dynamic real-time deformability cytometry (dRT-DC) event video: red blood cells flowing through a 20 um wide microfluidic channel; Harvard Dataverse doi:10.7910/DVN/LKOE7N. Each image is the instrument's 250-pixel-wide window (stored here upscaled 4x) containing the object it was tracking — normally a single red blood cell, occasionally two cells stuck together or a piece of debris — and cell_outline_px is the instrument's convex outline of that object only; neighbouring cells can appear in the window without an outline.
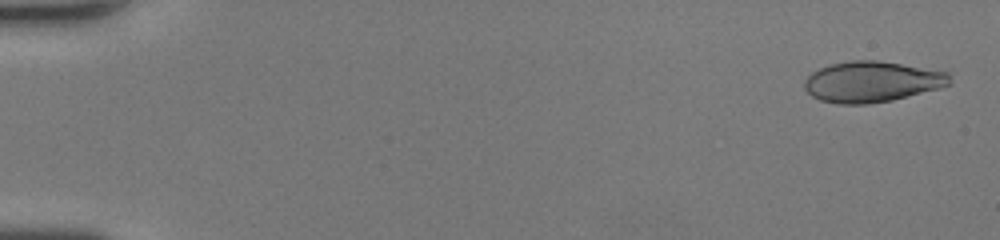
{"species": "human", "species_latin": "Homo sapiens", "temperature_condition": "room temperature", "stored_images_in_passage": 9, "camera_frame_rate_fps": 3000, "um_per_image_px": 0.085, "donor": {"sex": "female"}, "frame": {"image": 1, "passage_image": 1, "time_ms": 0.0, "image_size_px": [1000, 240], "cell_outline_px": [[948, 84], [940, 88], [892, 100], [868, 104], [840, 104], [820, 100], [812, 96], [804, 88], [804, 80], [812, 72], [828, 64], [852, 60], [876, 60], [948, 72]], "centroid_in_image_um": [74.05, 6.95], "position_along_channel_um": 11.0, "area_um2": 34.28}}